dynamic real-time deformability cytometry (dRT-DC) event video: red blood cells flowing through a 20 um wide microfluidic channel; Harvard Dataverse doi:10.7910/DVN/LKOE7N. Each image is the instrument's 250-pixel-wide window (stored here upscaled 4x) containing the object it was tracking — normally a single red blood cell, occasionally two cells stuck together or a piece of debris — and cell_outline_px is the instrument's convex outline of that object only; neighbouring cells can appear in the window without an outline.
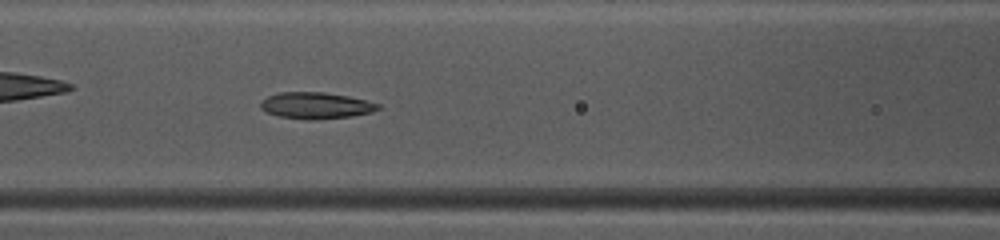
{"species": "common noctule bat (a hibernating species)", "species_latin": "Nyctalus noctula", "temperature_condition": "warm", "stored_images_in_passage": 33, "camera_frame_rate_fps": 3000, "um_per_image_px": 0.085, "animal": {"sex": "female", "body_mass_g": 10.0, "forearm_length_mm": 53.1}, "frame": {"image": 1, "passage_image": 6, "time_ms": 1.667, "image_size_px": [1000, 240], "cell_outline_px": [[380, 108], [368, 112], [352, 116], [316, 120], [308, 120], [280, 116], [268, 112], [260, 108], [260, 100], [268, 96], [280, 92], [324, 92], [348, 96], [380, 104]], "centroid_in_image_um": [26.81, 8.96], "position_along_channel_um": 139.8, "area_um2": 17.98}}
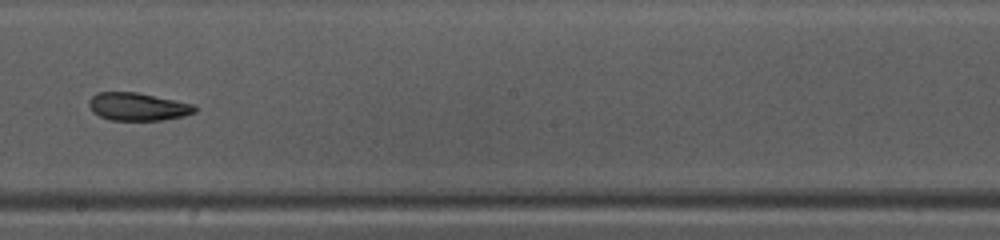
{"frame": {"image": 2, "passage_image": 13, "time_ms": 4.0, "image_size_px": [1000, 240], "cell_outline_px": [[196, 112], [184, 116], [164, 120], [108, 120], [92, 112], [88, 104], [88, 100], [96, 92], [136, 92], [196, 104]], "centroid_in_image_um": [11.71, 9.07], "position_along_channel_um": 236.5, "area_um2": 17.4}}
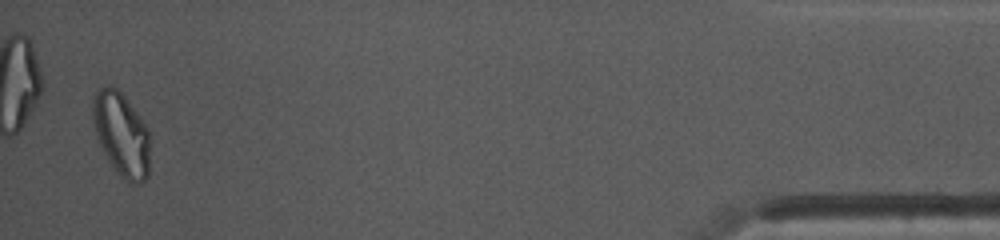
{"frame": {"image": 3, "passage_image": 32, "time_ms": 10.333, "image_size_px": [1000, 240], "cell_outline_px": [[148, 176], [140, 184], [132, 184], [124, 180], [116, 172], [108, 160], [96, 136], [92, 120], [92, 96], [100, 88], [108, 84], [116, 88], [124, 96], [136, 112], [144, 124], [148, 132]], "centroid_in_image_um": [10.28, 11.42], "position_along_channel_um": 424.9, "area_um2": 27.74}, "authors_computed_cell_mechanics": {"area_um2": 18.0914, "velocity_mm_per_s": 4.1501, "shape_relaxation_time_tau1_ms": 8.7688, "shape_relaxation_time_tau2_ms": 2.6657, "deformation_change_tau1": 0.2013, "deformation_change_tau2": 0.0773}}